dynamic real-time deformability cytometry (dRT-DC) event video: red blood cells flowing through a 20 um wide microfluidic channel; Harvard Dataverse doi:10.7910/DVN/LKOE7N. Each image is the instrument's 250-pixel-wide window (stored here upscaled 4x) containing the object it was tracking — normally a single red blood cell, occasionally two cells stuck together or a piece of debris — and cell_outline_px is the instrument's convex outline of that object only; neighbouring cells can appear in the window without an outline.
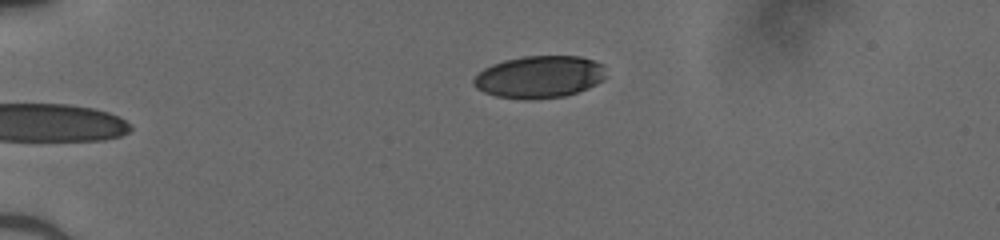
{"species": "human", "species_latin": "Homo sapiens", "temperature_condition": "cold", "stored_images_in_passage": 33, "camera_frame_rate_fps": 3000, "um_per_image_px": 0.085, "donor": {"sex": "male"}, "frame": {"image": 1, "passage_image": 1, "time_ms": 0.0, "image_size_px": [1000, 240], "cell_outline_px": [[608, 76], [604, 80], [588, 88], [564, 96], [532, 100], [524, 100], [496, 96], [484, 92], [476, 88], [472, 84], [472, 80], [484, 68], [492, 64], [504, 60], [524, 56], [580, 56], [604, 64]], "centroid_in_image_um": [45.87, 6.54], "position_along_channel_um": 39.1, "area_um2": 32.95}}
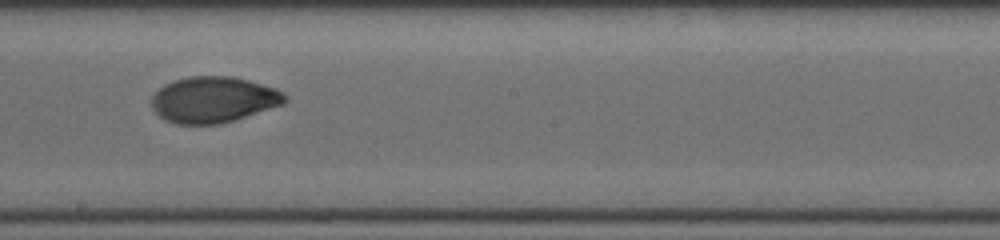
{"frame": {"image": 2, "passage_image": 19, "time_ms": 6.0, "image_size_px": [1000, 240], "cell_outline_px": [[288, 100], [284, 104], [232, 120], [216, 124], [176, 124], [164, 120], [152, 108], [152, 96], [164, 84], [172, 80], [188, 76], [232, 76], [248, 80], [276, 88], [284, 92], [288, 96]], "centroid_in_image_um": [18.15, 8.45], "position_along_channel_um": 230.1, "area_um2": 35.78}}
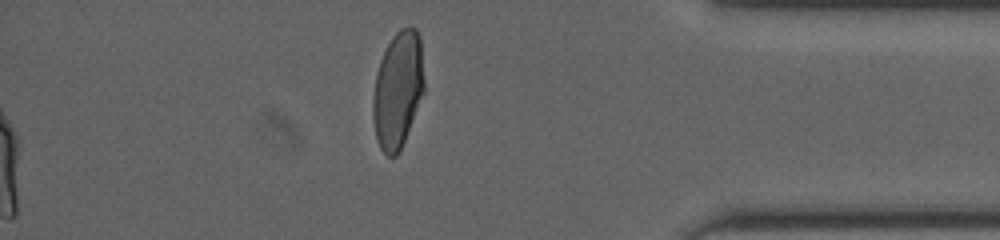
{"frame": {"image": 3, "passage_image": 33, "time_ms": 10.667, "image_size_px": [1000, 240], "cell_outline_px": [[424, 92], [404, 140], [396, 156], [388, 156], [380, 148], [376, 140], [372, 116], [372, 100], [376, 72], [380, 60], [392, 36], [400, 28], [408, 24], [416, 28], [420, 36], [424, 80]], "centroid_in_image_um": [33.8, 7.58], "position_along_channel_um": 401.4, "area_um2": 34.97}}